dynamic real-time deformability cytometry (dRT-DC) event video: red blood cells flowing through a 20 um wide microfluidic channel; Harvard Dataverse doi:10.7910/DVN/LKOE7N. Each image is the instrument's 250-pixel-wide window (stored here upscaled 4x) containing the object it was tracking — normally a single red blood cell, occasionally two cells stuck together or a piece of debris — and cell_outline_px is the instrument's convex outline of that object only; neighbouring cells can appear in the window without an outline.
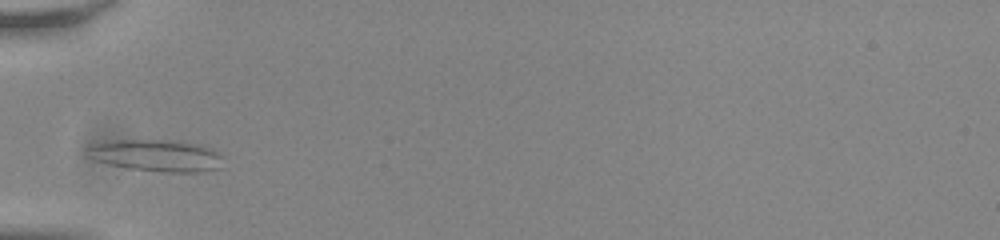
{"species": "common noctule bat (a hibernating species)", "species_latin": "Nyctalus noctula", "temperature_condition": "room temperature", "stored_images_in_passage": 26, "camera_frame_rate_fps": 3000, "um_per_image_px": 0.085, "animal": {"sex": "male", "body_mass_g": 20.0, "forearm_length_mm": 53.3}, "frame": {"image": 1, "passage_image": 1, "time_ms": 0.0, "image_size_px": [1000, 240], "cell_outline_px": [[224, 168], [200, 172], [160, 172], [128, 168], [96, 160], [92, 156], [88, 148], [96, 144], [116, 140], [184, 140], [204, 144], [212, 148], [224, 156]], "centroid_in_image_um": [13.52, 13.22], "position_along_channel_um": 71.5, "area_um2": 25.49}}
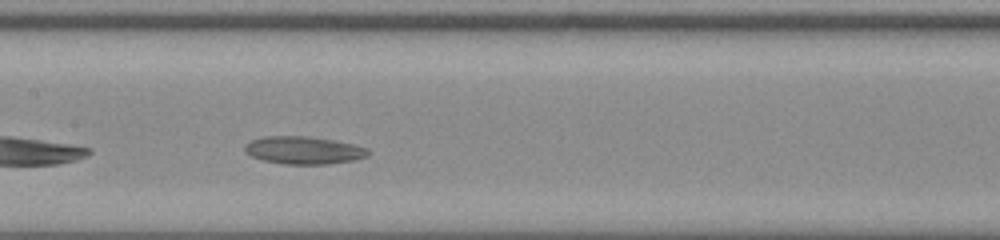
{"frame": {"image": 2, "passage_image": 10, "time_ms": 3.0, "image_size_px": [1000, 240], "cell_outline_px": [[368, 156], [352, 160], [328, 164], [284, 164], [264, 160], [252, 156], [244, 152], [244, 144], [252, 140], [264, 136], [308, 136], [336, 140], [368, 148]], "centroid_in_image_um": [25.79, 12.76], "position_along_channel_um": 181.6, "area_um2": 19.88}}
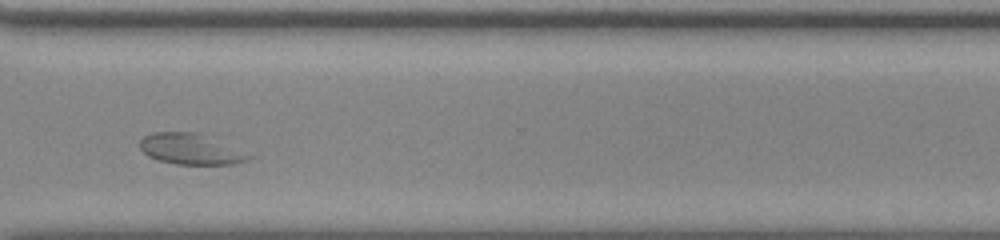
{"frame": {"image": 3, "passage_image": 24, "time_ms": 7.667, "image_size_px": [1000, 240], "cell_outline_px": [[252, 156], [248, 160], [232, 164], [176, 164], [160, 160], [148, 156], [140, 148], [140, 140], [144, 136], [152, 132], [200, 132]], "centroid_in_image_um": [16.16, 12.66], "position_along_channel_um": 354.4, "area_um2": 19.25}}